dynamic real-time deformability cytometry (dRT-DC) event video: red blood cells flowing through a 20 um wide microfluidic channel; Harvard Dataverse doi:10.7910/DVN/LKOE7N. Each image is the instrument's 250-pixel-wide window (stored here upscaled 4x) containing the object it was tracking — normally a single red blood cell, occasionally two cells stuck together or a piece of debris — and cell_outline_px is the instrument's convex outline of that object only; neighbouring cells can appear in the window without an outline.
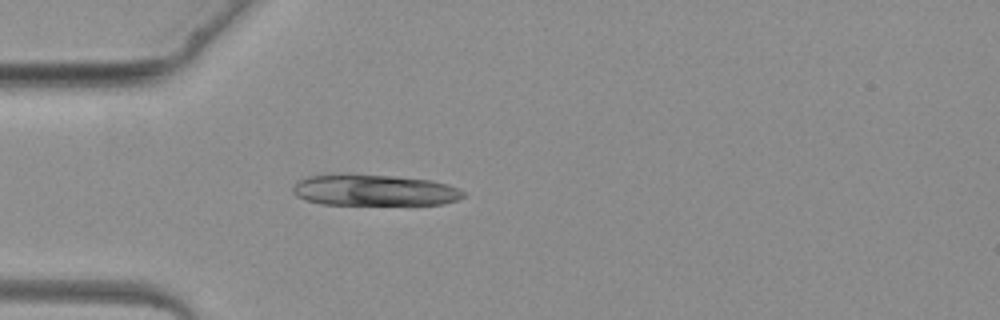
{"species": "common noctule bat (a hibernating species)", "species_latin": "Nyctalus noctula", "temperature_condition": "warm", "stored_images_in_passage": 3, "camera_frame_rate_fps": 3000, "um_per_image_px": 0.085, "animal": {"sex": "female", "body_mass_g": 19.3, "forearm_length_mm": 54.1}, "frame": {"image": 1, "passage_image": 3, "time_ms": 2.667, "image_size_px": [1000, 320], "cell_outline_px": [[464, 196], [456, 200], [444, 204], [320, 204], [304, 200], [296, 196], [292, 192], [292, 184], [296, 180], [308, 176], [340, 172], [396, 176], [432, 180], [448, 184], [460, 188], [464, 192]], "centroid_in_image_um": [31.73, 16.13], "position_along_channel_um": 53.3, "area_um2": 31.85}}